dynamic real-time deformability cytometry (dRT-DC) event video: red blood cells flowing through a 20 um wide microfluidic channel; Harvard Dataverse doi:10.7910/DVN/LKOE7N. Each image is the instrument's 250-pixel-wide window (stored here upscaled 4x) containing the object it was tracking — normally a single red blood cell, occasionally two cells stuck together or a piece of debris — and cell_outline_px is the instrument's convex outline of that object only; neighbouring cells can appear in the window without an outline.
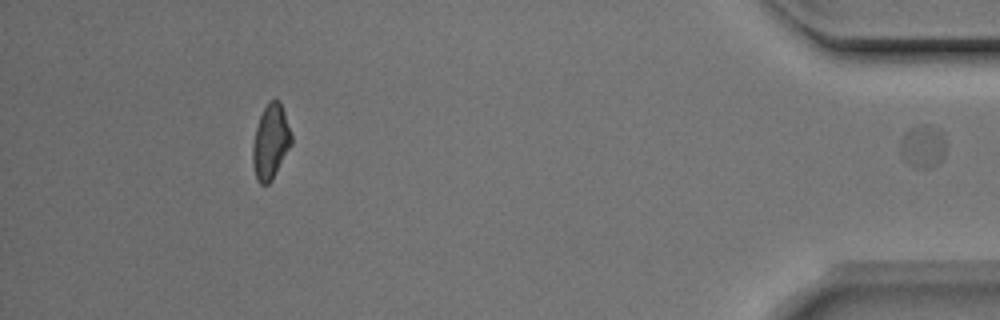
{"species": "Egyptian fruit bat (a non-hibernating species)", "species_latin": "Rousettus aegyptiacus", "temperature_condition": "room temperature", "stored_images_in_passage": 47, "segment_of_instrument_passage": [2, 2], "camera_frame_rate_fps": 3000, "um_per_image_px": 0.085, "animal": {"sex": "male"}, "frame": {"image": 1, "passage_image": 47, "time_ms": 15.333, "image_size_px": [1000, 320], "cell_outline_px": [[948, 144], [944, 156], [936, 164], [928, 168], [916, 168], [904, 160], [900, 156], [900, 140], [912, 128], [920, 124], [932, 124], [940, 128], [944, 132]], "centroid_in_image_um": [78.51, 12.41], "position_along_channel_um": 356.7, "area_um2": 11.85}}